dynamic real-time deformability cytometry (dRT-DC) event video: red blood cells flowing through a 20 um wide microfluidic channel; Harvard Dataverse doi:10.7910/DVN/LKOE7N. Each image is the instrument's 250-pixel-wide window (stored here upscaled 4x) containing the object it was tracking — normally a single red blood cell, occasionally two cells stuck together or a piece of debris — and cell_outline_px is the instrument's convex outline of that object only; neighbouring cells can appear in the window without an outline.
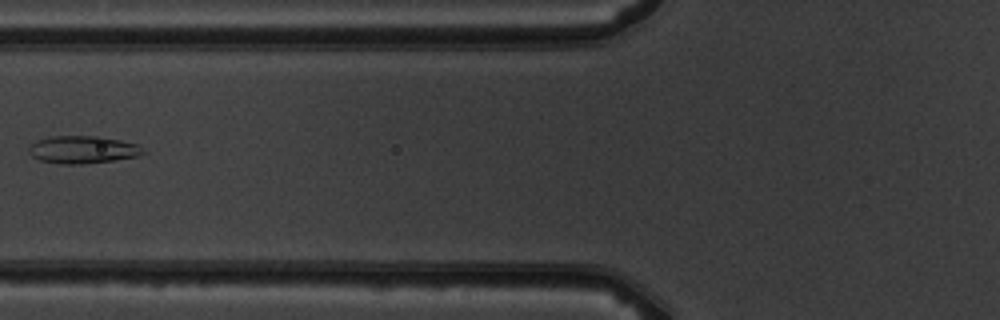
{"species": "common noctule bat (a hibernating species)", "species_latin": "Nyctalus noctula", "temperature_condition": "warm", "stored_images_in_passage": 4, "camera_frame_rate_fps": 3000, "um_per_image_px": 0.085, "animal": {"sex": "male", "body_mass_g": 19.5, "forearm_length_mm": 54.6}, "frame": {"image": 1, "passage_image": 4, "time_ms": 3.333, "image_size_px": [1000, 320], "cell_outline_px": [[144, 152], [136, 156], [112, 160], [80, 164], [64, 164], [40, 160], [32, 156], [28, 152], [28, 148], [36, 140], [52, 136], [100, 136], [120, 140], [136, 144]], "centroid_in_image_um": [6.97, 12.71], "position_along_channel_um": 118.8, "area_um2": 18.03}}